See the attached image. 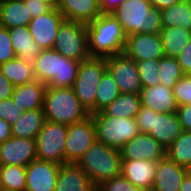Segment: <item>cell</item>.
<instances>
[{"instance_id": "6da1fadb", "label": "cell", "mask_w": 191, "mask_h": 191, "mask_svg": "<svg viewBox=\"0 0 191 191\" xmlns=\"http://www.w3.org/2000/svg\"><path fill=\"white\" fill-rule=\"evenodd\" d=\"M88 50L91 57H109L125 52L127 35L112 15H99L87 24Z\"/></svg>"}, {"instance_id": "7a4b0ae2", "label": "cell", "mask_w": 191, "mask_h": 191, "mask_svg": "<svg viewBox=\"0 0 191 191\" xmlns=\"http://www.w3.org/2000/svg\"><path fill=\"white\" fill-rule=\"evenodd\" d=\"M127 36L133 34H160L161 12L149 0H126L113 14Z\"/></svg>"}, {"instance_id": "3957f363", "label": "cell", "mask_w": 191, "mask_h": 191, "mask_svg": "<svg viewBox=\"0 0 191 191\" xmlns=\"http://www.w3.org/2000/svg\"><path fill=\"white\" fill-rule=\"evenodd\" d=\"M81 62L61 55L53 48L43 50L33 68L35 79L49 87H73Z\"/></svg>"}, {"instance_id": "277c9868", "label": "cell", "mask_w": 191, "mask_h": 191, "mask_svg": "<svg viewBox=\"0 0 191 191\" xmlns=\"http://www.w3.org/2000/svg\"><path fill=\"white\" fill-rule=\"evenodd\" d=\"M43 113L47 121L71 125L89 117L91 114L80 102L72 87H46Z\"/></svg>"}, {"instance_id": "5b68a950", "label": "cell", "mask_w": 191, "mask_h": 191, "mask_svg": "<svg viewBox=\"0 0 191 191\" xmlns=\"http://www.w3.org/2000/svg\"><path fill=\"white\" fill-rule=\"evenodd\" d=\"M97 187L102 182L121 174L120 149L109 147L99 141L91 145L76 163Z\"/></svg>"}, {"instance_id": "8992f818", "label": "cell", "mask_w": 191, "mask_h": 191, "mask_svg": "<svg viewBox=\"0 0 191 191\" xmlns=\"http://www.w3.org/2000/svg\"><path fill=\"white\" fill-rule=\"evenodd\" d=\"M139 132L147 133L166 149L180 136L182 127L175 113H158L141 106L136 114Z\"/></svg>"}, {"instance_id": "52a82bcc", "label": "cell", "mask_w": 191, "mask_h": 191, "mask_svg": "<svg viewBox=\"0 0 191 191\" xmlns=\"http://www.w3.org/2000/svg\"><path fill=\"white\" fill-rule=\"evenodd\" d=\"M96 128L97 141L121 149L140 132L135 118L111 117L101 111L91 114Z\"/></svg>"}, {"instance_id": "ba28073f", "label": "cell", "mask_w": 191, "mask_h": 191, "mask_svg": "<svg viewBox=\"0 0 191 191\" xmlns=\"http://www.w3.org/2000/svg\"><path fill=\"white\" fill-rule=\"evenodd\" d=\"M107 70L106 57H90L81 62L73 90L90 114L95 113L97 85Z\"/></svg>"}, {"instance_id": "9c48e42d", "label": "cell", "mask_w": 191, "mask_h": 191, "mask_svg": "<svg viewBox=\"0 0 191 191\" xmlns=\"http://www.w3.org/2000/svg\"><path fill=\"white\" fill-rule=\"evenodd\" d=\"M53 49L77 62L89 59L87 24L64 20L58 29Z\"/></svg>"}, {"instance_id": "30bf717a", "label": "cell", "mask_w": 191, "mask_h": 191, "mask_svg": "<svg viewBox=\"0 0 191 191\" xmlns=\"http://www.w3.org/2000/svg\"><path fill=\"white\" fill-rule=\"evenodd\" d=\"M67 125L45 121L35 138L37 159L65 164Z\"/></svg>"}, {"instance_id": "8fae6325", "label": "cell", "mask_w": 191, "mask_h": 191, "mask_svg": "<svg viewBox=\"0 0 191 191\" xmlns=\"http://www.w3.org/2000/svg\"><path fill=\"white\" fill-rule=\"evenodd\" d=\"M96 141V128L91 115L84 120L67 125L65 164H76L86 150Z\"/></svg>"}, {"instance_id": "7c38bea8", "label": "cell", "mask_w": 191, "mask_h": 191, "mask_svg": "<svg viewBox=\"0 0 191 191\" xmlns=\"http://www.w3.org/2000/svg\"><path fill=\"white\" fill-rule=\"evenodd\" d=\"M106 64L121 93H140L142 82L134 59L122 53L106 57Z\"/></svg>"}, {"instance_id": "4fadbf2b", "label": "cell", "mask_w": 191, "mask_h": 191, "mask_svg": "<svg viewBox=\"0 0 191 191\" xmlns=\"http://www.w3.org/2000/svg\"><path fill=\"white\" fill-rule=\"evenodd\" d=\"M64 20L57 7H52L48 12L31 19L28 28L35 42L44 50L50 49L53 48L58 29Z\"/></svg>"}, {"instance_id": "5bb4252c", "label": "cell", "mask_w": 191, "mask_h": 191, "mask_svg": "<svg viewBox=\"0 0 191 191\" xmlns=\"http://www.w3.org/2000/svg\"><path fill=\"white\" fill-rule=\"evenodd\" d=\"M122 160L159 161L166 156V148L147 133H139L121 149Z\"/></svg>"}, {"instance_id": "9a60e30c", "label": "cell", "mask_w": 191, "mask_h": 191, "mask_svg": "<svg viewBox=\"0 0 191 191\" xmlns=\"http://www.w3.org/2000/svg\"><path fill=\"white\" fill-rule=\"evenodd\" d=\"M60 164L40 159L26 166L25 191H55Z\"/></svg>"}, {"instance_id": "2e32d148", "label": "cell", "mask_w": 191, "mask_h": 191, "mask_svg": "<svg viewBox=\"0 0 191 191\" xmlns=\"http://www.w3.org/2000/svg\"><path fill=\"white\" fill-rule=\"evenodd\" d=\"M37 159L36 142L34 139L12 136L0 144V164L26 167Z\"/></svg>"}, {"instance_id": "e0dca14e", "label": "cell", "mask_w": 191, "mask_h": 191, "mask_svg": "<svg viewBox=\"0 0 191 191\" xmlns=\"http://www.w3.org/2000/svg\"><path fill=\"white\" fill-rule=\"evenodd\" d=\"M124 53L135 61L161 59L165 56L160 34H133L127 36Z\"/></svg>"}, {"instance_id": "ac0fdd59", "label": "cell", "mask_w": 191, "mask_h": 191, "mask_svg": "<svg viewBox=\"0 0 191 191\" xmlns=\"http://www.w3.org/2000/svg\"><path fill=\"white\" fill-rule=\"evenodd\" d=\"M189 171L166 155L158 161L151 191H180L182 181Z\"/></svg>"}, {"instance_id": "d6986e66", "label": "cell", "mask_w": 191, "mask_h": 191, "mask_svg": "<svg viewBox=\"0 0 191 191\" xmlns=\"http://www.w3.org/2000/svg\"><path fill=\"white\" fill-rule=\"evenodd\" d=\"M158 161L122 160L121 174L134 186L151 191Z\"/></svg>"}, {"instance_id": "ffe728a7", "label": "cell", "mask_w": 191, "mask_h": 191, "mask_svg": "<svg viewBox=\"0 0 191 191\" xmlns=\"http://www.w3.org/2000/svg\"><path fill=\"white\" fill-rule=\"evenodd\" d=\"M8 32L16 56L34 68L37 57L44 49L34 41L28 26L12 27Z\"/></svg>"}, {"instance_id": "44dd1931", "label": "cell", "mask_w": 191, "mask_h": 191, "mask_svg": "<svg viewBox=\"0 0 191 191\" xmlns=\"http://www.w3.org/2000/svg\"><path fill=\"white\" fill-rule=\"evenodd\" d=\"M141 106L151 108L158 113H175L179 107L172 88L157 84L142 87L140 90Z\"/></svg>"}, {"instance_id": "7402d4cb", "label": "cell", "mask_w": 191, "mask_h": 191, "mask_svg": "<svg viewBox=\"0 0 191 191\" xmlns=\"http://www.w3.org/2000/svg\"><path fill=\"white\" fill-rule=\"evenodd\" d=\"M55 191H96L89 176L75 163L59 166Z\"/></svg>"}, {"instance_id": "603a6c76", "label": "cell", "mask_w": 191, "mask_h": 191, "mask_svg": "<svg viewBox=\"0 0 191 191\" xmlns=\"http://www.w3.org/2000/svg\"><path fill=\"white\" fill-rule=\"evenodd\" d=\"M57 9L65 20L90 23L99 15V0H59Z\"/></svg>"}, {"instance_id": "cb8c5ba5", "label": "cell", "mask_w": 191, "mask_h": 191, "mask_svg": "<svg viewBox=\"0 0 191 191\" xmlns=\"http://www.w3.org/2000/svg\"><path fill=\"white\" fill-rule=\"evenodd\" d=\"M46 87L47 85L34 79L24 85L15 86L11 98L23 111L43 109Z\"/></svg>"}, {"instance_id": "d4e9b609", "label": "cell", "mask_w": 191, "mask_h": 191, "mask_svg": "<svg viewBox=\"0 0 191 191\" xmlns=\"http://www.w3.org/2000/svg\"><path fill=\"white\" fill-rule=\"evenodd\" d=\"M43 109L27 110L11 124V134L17 138L34 139L45 123Z\"/></svg>"}, {"instance_id": "484cf974", "label": "cell", "mask_w": 191, "mask_h": 191, "mask_svg": "<svg viewBox=\"0 0 191 191\" xmlns=\"http://www.w3.org/2000/svg\"><path fill=\"white\" fill-rule=\"evenodd\" d=\"M31 19L23 0L0 1V26L7 29L28 26Z\"/></svg>"}, {"instance_id": "4316f807", "label": "cell", "mask_w": 191, "mask_h": 191, "mask_svg": "<svg viewBox=\"0 0 191 191\" xmlns=\"http://www.w3.org/2000/svg\"><path fill=\"white\" fill-rule=\"evenodd\" d=\"M141 108L139 94L121 93L111 104L106 106L101 112L111 117L135 118Z\"/></svg>"}, {"instance_id": "83f0119b", "label": "cell", "mask_w": 191, "mask_h": 191, "mask_svg": "<svg viewBox=\"0 0 191 191\" xmlns=\"http://www.w3.org/2000/svg\"><path fill=\"white\" fill-rule=\"evenodd\" d=\"M160 12L163 28L180 27L191 31V0H181Z\"/></svg>"}, {"instance_id": "f1b7e54d", "label": "cell", "mask_w": 191, "mask_h": 191, "mask_svg": "<svg viewBox=\"0 0 191 191\" xmlns=\"http://www.w3.org/2000/svg\"><path fill=\"white\" fill-rule=\"evenodd\" d=\"M160 37L167 57H176L191 40V31L180 27L162 28Z\"/></svg>"}, {"instance_id": "f546056e", "label": "cell", "mask_w": 191, "mask_h": 191, "mask_svg": "<svg viewBox=\"0 0 191 191\" xmlns=\"http://www.w3.org/2000/svg\"><path fill=\"white\" fill-rule=\"evenodd\" d=\"M0 72L14 87L24 85L35 79L33 68L25 64L19 57L0 64Z\"/></svg>"}, {"instance_id": "4dcf8cb0", "label": "cell", "mask_w": 191, "mask_h": 191, "mask_svg": "<svg viewBox=\"0 0 191 191\" xmlns=\"http://www.w3.org/2000/svg\"><path fill=\"white\" fill-rule=\"evenodd\" d=\"M166 155L172 161L191 171V132L182 131L180 136L166 149Z\"/></svg>"}, {"instance_id": "1f68e13d", "label": "cell", "mask_w": 191, "mask_h": 191, "mask_svg": "<svg viewBox=\"0 0 191 191\" xmlns=\"http://www.w3.org/2000/svg\"><path fill=\"white\" fill-rule=\"evenodd\" d=\"M97 86L95 113L103 110L121 94L118 85L107 70L101 76L100 82Z\"/></svg>"}, {"instance_id": "d6a6232c", "label": "cell", "mask_w": 191, "mask_h": 191, "mask_svg": "<svg viewBox=\"0 0 191 191\" xmlns=\"http://www.w3.org/2000/svg\"><path fill=\"white\" fill-rule=\"evenodd\" d=\"M1 183L3 189L25 191L26 167L16 165H2Z\"/></svg>"}, {"instance_id": "836d02e7", "label": "cell", "mask_w": 191, "mask_h": 191, "mask_svg": "<svg viewBox=\"0 0 191 191\" xmlns=\"http://www.w3.org/2000/svg\"><path fill=\"white\" fill-rule=\"evenodd\" d=\"M159 80L163 86L173 88L184 75L176 57L164 56L159 59Z\"/></svg>"}, {"instance_id": "e575fe53", "label": "cell", "mask_w": 191, "mask_h": 191, "mask_svg": "<svg viewBox=\"0 0 191 191\" xmlns=\"http://www.w3.org/2000/svg\"><path fill=\"white\" fill-rule=\"evenodd\" d=\"M142 87L160 84L159 59L136 61Z\"/></svg>"}, {"instance_id": "d590c367", "label": "cell", "mask_w": 191, "mask_h": 191, "mask_svg": "<svg viewBox=\"0 0 191 191\" xmlns=\"http://www.w3.org/2000/svg\"><path fill=\"white\" fill-rule=\"evenodd\" d=\"M178 106L191 105V75L184 74L172 88Z\"/></svg>"}, {"instance_id": "8d00e7d4", "label": "cell", "mask_w": 191, "mask_h": 191, "mask_svg": "<svg viewBox=\"0 0 191 191\" xmlns=\"http://www.w3.org/2000/svg\"><path fill=\"white\" fill-rule=\"evenodd\" d=\"M96 191H143L141 188L134 186L122 174L112 179L102 182L96 187Z\"/></svg>"}, {"instance_id": "74e56055", "label": "cell", "mask_w": 191, "mask_h": 191, "mask_svg": "<svg viewBox=\"0 0 191 191\" xmlns=\"http://www.w3.org/2000/svg\"><path fill=\"white\" fill-rule=\"evenodd\" d=\"M23 112V109L16 105L11 97L0 101V118L10 125L14 123Z\"/></svg>"}, {"instance_id": "f35d334b", "label": "cell", "mask_w": 191, "mask_h": 191, "mask_svg": "<svg viewBox=\"0 0 191 191\" xmlns=\"http://www.w3.org/2000/svg\"><path fill=\"white\" fill-rule=\"evenodd\" d=\"M16 57L8 29L0 26V64Z\"/></svg>"}, {"instance_id": "ab89813d", "label": "cell", "mask_w": 191, "mask_h": 191, "mask_svg": "<svg viewBox=\"0 0 191 191\" xmlns=\"http://www.w3.org/2000/svg\"><path fill=\"white\" fill-rule=\"evenodd\" d=\"M26 7H28L29 14L32 19L48 12L52 6L42 0H23Z\"/></svg>"}, {"instance_id": "60d3db41", "label": "cell", "mask_w": 191, "mask_h": 191, "mask_svg": "<svg viewBox=\"0 0 191 191\" xmlns=\"http://www.w3.org/2000/svg\"><path fill=\"white\" fill-rule=\"evenodd\" d=\"M176 114L183 131L191 132V105H181L177 108Z\"/></svg>"}, {"instance_id": "b9f144b4", "label": "cell", "mask_w": 191, "mask_h": 191, "mask_svg": "<svg viewBox=\"0 0 191 191\" xmlns=\"http://www.w3.org/2000/svg\"><path fill=\"white\" fill-rule=\"evenodd\" d=\"M176 58L184 74L191 75V40Z\"/></svg>"}, {"instance_id": "7bdbcfd3", "label": "cell", "mask_w": 191, "mask_h": 191, "mask_svg": "<svg viewBox=\"0 0 191 191\" xmlns=\"http://www.w3.org/2000/svg\"><path fill=\"white\" fill-rule=\"evenodd\" d=\"M126 0H99L100 15H112Z\"/></svg>"}, {"instance_id": "ee69618b", "label": "cell", "mask_w": 191, "mask_h": 191, "mask_svg": "<svg viewBox=\"0 0 191 191\" xmlns=\"http://www.w3.org/2000/svg\"><path fill=\"white\" fill-rule=\"evenodd\" d=\"M13 88V84L0 72V101L11 97Z\"/></svg>"}, {"instance_id": "f6af8a7d", "label": "cell", "mask_w": 191, "mask_h": 191, "mask_svg": "<svg viewBox=\"0 0 191 191\" xmlns=\"http://www.w3.org/2000/svg\"><path fill=\"white\" fill-rule=\"evenodd\" d=\"M11 137V125L0 118V144H2Z\"/></svg>"}, {"instance_id": "bcb514c9", "label": "cell", "mask_w": 191, "mask_h": 191, "mask_svg": "<svg viewBox=\"0 0 191 191\" xmlns=\"http://www.w3.org/2000/svg\"><path fill=\"white\" fill-rule=\"evenodd\" d=\"M181 0H149L151 5L158 9L163 10L165 8H169L177 3H179Z\"/></svg>"}, {"instance_id": "7dc6e473", "label": "cell", "mask_w": 191, "mask_h": 191, "mask_svg": "<svg viewBox=\"0 0 191 191\" xmlns=\"http://www.w3.org/2000/svg\"><path fill=\"white\" fill-rule=\"evenodd\" d=\"M180 191H191V171L185 175L181 184Z\"/></svg>"}, {"instance_id": "c3c4849f", "label": "cell", "mask_w": 191, "mask_h": 191, "mask_svg": "<svg viewBox=\"0 0 191 191\" xmlns=\"http://www.w3.org/2000/svg\"><path fill=\"white\" fill-rule=\"evenodd\" d=\"M42 1L49 3L52 7H57L59 3V0H42Z\"/></svg>"}, {"instance_id": "681fc988", "label": "cell", "mask_w": 191, "mask_h": 191, "mask_svg": "<svg viewBox=\"0 0 191 191\" xmlns=\"http://www.w3.org/2000/svg\"><path fill=\"white\" fill-rule=\"evenodd\" d=\"M1 164H0V191L3 189V187H2V183H1Z\"/></svg>"}, {"instance_id": "f907efd6", "label": "cell", "mask_w": 191, "mask_h": 191, "mask_svg": "<svg viewBox=\"0 0 191 191\" xmlns=\"http://www.w3.org/2000/svg\"><path fill=\"white\" fill-rule=\"evenodd\" d=\"M1 191H15V190H6V189H2Z\"/></svg>"}]
</instances>
